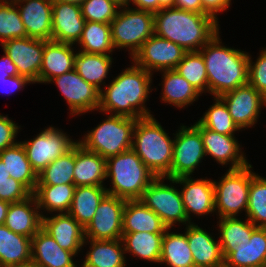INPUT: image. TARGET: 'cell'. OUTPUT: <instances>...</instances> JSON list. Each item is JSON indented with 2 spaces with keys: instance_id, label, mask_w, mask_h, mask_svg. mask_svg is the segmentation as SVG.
<instances>
[{
  "instance_id": "obj_1",
  "label": "cell",
  "mask_w": 266,
  "mask_h": 267,
  "mask_svg": "<svg viewBox=\"0 0 266 267\" xmlns=\"http://www.w3.org/2000/svg\"><path fill=\"white\" fill-rule=\"evenodd\" d=\"M132 64L100 90L99 112L135 119L153 116L145 103L152 92L154 74Z\"/></svg>"
},
{
  "instance_id": "obj_2",
  "label": "cell",
  "mask_w": 266,
  "mask_h": 267,
  "mask_svg": "<svg viewBox=\"0 0 266 267\" xmlns=\"http://www.w3.org/2000/svg\"><path fill=\"white\" fill-rule=\"evenodd\" d=\"M219 34L199 50L206 66L208 93L213 97L248 84L249 52L224 46Z\"/></svg>"
},
{
  "instance_id": "obj_3",
  "label": "cell",
  "mask_w": 266,
  "mask_h": 267,
  "mask_svg": "<svg viewBox=\"0 0 266 267\" xmlns=\"http://www.w3.org/2000/svg\"><path fill=\"white\" fill-rule=\"evenodd\" d=\"M219 22L208 14L163 8L154 13V34L187 52L199 51L218 31Z\"/></svg>"
},
{
  "instance_id": "obj_4",
  "label": "cell",
  "mask_w": 266,
  "mask_h": 267,
  "mask_svg": "<svg viewBox=\"0 0 266 267\" xmlns=\"http://www.w3.org/2000/svg\"><path fill=\"white\" fill-rule=\"evenodd\" d=\"M168 134L154 116L137 119L133 129L132 150L156 177L170 178L174 139Z\"/></svg>"
},
{
  "instance_id": "obj_5",
  "label": "cell",
  "mask_w": 266,
  "mask_h": 267,
  "mask_svg": "<svg viewBox=\"0 0 266 267\" xmlns=\"http://www.w3.org/2000/svg\"><path fill=\"white\" fill-rule=\"evenodd\" d=\"M111 181L107 193L125 200H139L157 178L132 150L106 159V179Z\"/></svg>"
},
{
  "instance_id": "obj_6",
  "label": "cell",
  "mask_w": 266,
  "mask_h": 267,
  "mask_svg": "<svg viewBox=\"0 0 266 267\" xmlns=\"http://www.w3.org/2000/svg\"><path fill=\"white\" fill-rule=\"evenodd\" d=\"M137 119L110 115L94 129L87 131L77 142L86 150L98 153L104 159L132 149L133 129Z\"/></svg>"
},
{
  "instance_id": "obj_7",
  "label": "cell",
  "mask_w": 266,
  "mask_h": 267,
  "mask_svg": "<svg viewBox=\"0 0 266 267\" xmlns=\"http://www.w3.org/2000/svg\"><path fill=\"white\" fill-rule=\"evenodd\" d=\"M110 28L114 48H125L132 58L154 34V13L131 6L120 8Z\"/></svg>"
},
{
  "instance_id": "obj_8",
  "label": "cell",
  "mask_w": 266,
  "mask_h": 267,
  "mask_svg": "<svg viewBox=\"0 0 266 267\" xmlns=\"http://www.w3.org/2000/svg\"><path fill=\"white\" fill-rule=\"evenodd\" d=\"M213 180L215 190V213L220 218L238 217L248 207L251 183V164L240 169H227L220 177ZM218 213V214H217Z\"/></svg>"
},
{
  "instance_id": "obj_9",
  "label": "cell",
  "mask_w": 266,
  "mask_h": 267,
  "mask_svg": "<svg viewBox=\"0 0 266 267\" xmlns=\"http://www.w3.org/2000/svg\"><path fill=\"white\" fill-rule=\"evenodd\" d=\"M169 180V185L164 180ZM175 179L157 177L143 192L139 199L145 206L157 214L167 228H175L176 223L191 224L183 205L180 189Z\"/></svg>"
},
{
  "instance_id": "obj_10",
  "label": "cell",
  "mask_w": 266,
  "mask_h": 267,
  "mask_svg": "<svg viewBox=\"0 0 266 267\" xmlns=\"http://www.w3.org/2000/svg\"><path fill=\"white\" fill-rule=\"evenodd\" d=\"M62 129L49 126L33 139L20 141L32 169L38 175L52 161L69 151L76 143Z\"/></svg>"
},
{
  "instance_id": "obj_11",
  "label": "cell",
  "mask_w": 266,
  "mask_h": 267,
  "mask_svg": "<svg viewBox=\"0 0 266 267\" xmlns=\"http://www.w3.org/2000/svg\"><path fill=\"white\" fill-rule=\"evenodd\" d=\"M170 178L192 176L206 154L200 131L182 124L175 132Z\"/></svg>"
},
{
  "instance_id": "obj_12",
  "label": "cell",
  "mask_w": 266,
  "mask_h": 267,
  "mask_svg": "<svg viewBox=\"0 0 266 267\" xmlns=\"http://www.w3.org/2000/svg\"><path fill=\"white\" fill-rule=\"evenodd\" d=\"M125 204V199L107 193L100 201L94 217L84 228L85 239H122Z\"/></svg>"
},
{
  "instance_id": "obj_13",
  "label": "cell",
  "mask_w": 266,
  "mask_h": 267,
  "mask_svg": "<svg viewBox=\"0 0 266 267\" xmlns=\"http://www.w3.org/2000/svg\"><path fill=\"white\" fill-rule=\"evenodd\" d=\"M186 52L178 44L153 34L130 61L153 74L156 71L175 69Z\"/></svg>"
},
{
  "instance_id": "obj_14",
  "label": "cell",
  "mask_w": 266,
  "mask_h": 267,
  "mask_svg": "<svg viewBox=\"0 0 266 267\" xmlns=\"http://www.w3.org/2000/svg\"><path fill=\"white\" fill-rule=\"evenodd\" d=\"M54 83L66 100L70 115H80L98 111L100 91L87 83L75 69L52 78L48 84Z\"/></svg>"
},
{
  "instance_id": "obj_15",
  "label": "cell",
  "mask_w": 266,
  "mask_h": 267,
  "mask_svg": "<svg viewBox=\"0 0 266 267\" xmlns=\"http://www.w3.org/2000/svg\"><path fill=\"white\" fill-rule=\"evenodd\" d=\"M220 98L241 130L255 126L262 108L266 107V98L249 83L221 95Z\"/></svg>"
},
{
  "instance_id": "obj_16",
  "label": "cell",
  "mask_w": 266,
  "mask_h": 267,
  "mask_svg": "<svg viewBox=\"0 0 266 267\" xmlns=\"http://www.w3.org/2000/svg\"><path fill=\"white\" fill-rule=\"evenodd\" d=\"M16 66L21 76L39 84V73L42 65L44 40L30 37L10 39L1 44Z\"/></svg>"
},
{
  "instance_id": "obj_17",
  "label": "cell",
  "mask_w": 266,
  "mask_h": 267,
  "mask_svg": "<svg viewBox=\"0 0 266 267\" xmlns=\"http://www.w3.org/2000/svg\"><path fill=\"white\" fill-rule=\"evenodd\" d=\"M193 125L200 131L206 156H212L222 167L230 164L228 169H240L249 164L235 135L211 131L198 121Z\"/></svg>"
},
{
  "instance_id": "obj_18",
  "label": "cell",
  "mask_w": 266,
  "mask_h": 267,
  "mask_svg": "<svg viewBox=\"0 0 266 267\" xmlns=\"http://www.w3.org/2000/svg\"><path fill=\"white\" fill-rule=\"evenodd\" d=\"M177 184H180L183 205L190 223L191 216H205L215 212V190L213 180L206 178H196L192 176H182L175 178ZM192 214V215H191ZM198 215V216H197Z\"/></svg>"
},
{
  "instance_id": "obj_19",
  "label": "cell",
  "mask_w": 266,
  "mask_h": 267,
  "mask_svg": "<svg viewBox=\"0 0 266 267\" xmlns=\"http://www.w3.org/2000/svg\"><path fill=\"white\" fill-rule=\"evenodd\" d=\"M86 20L81 13V5L68 2L52 4V36L55 42L77 46Z\"/></svg>"
},
{
  "instance_id": "obj_20",
  "label": "cell",
  "mask_w": 266,
  "mask_h": 267,
  "mask_svg": "<svg viewBox=\"0 0 266 267\" xmlns=\"http://www.w3.org/2000/svg\"><path fill=\"white\" fill-rule=\"evenodd\" d=\"M42 229L64 250L75 256L83 250L84 228L69 214L42 216Z\"/></svg>"
},
{
  "instance_id": "obj_21",
  "label": "cell",
  "mask_w": 266,
  "mask_h": 267,
  "mask_svg": "<svg viewBox=\"0 0 266 267\" xmlns=\"http://www.w3.org/2000/svg\"><path fill=\"white\" fill-rule=\"evenodd\" d=\"M27 37L50 41L52 36V0H16Z\"/></svg>"
},
{
  "instance_id": "obj_22",
  "label": "cell",
  "mask_w": 266,
  "mask_h": 267,
  "mask_svg": "<svg viewBox=\"0 0 266 267\" xmlns=\"http://www.w3.org/2000/svg\"><path fill=\"white\" fill-rule=\"evenodd\" d=\"M186 235L195 267H223L220 241L195 223L186 225Z\"/></svg>"
},
{
  "instance_id": "obj_23",
  "label": "cell",
  "mask_w": 266,
  "mask_h": 267,
  "mask_svg": "<svg viewBox=\"0 0 266 267\" xmlns=\"http://www.w3.org/2000/svg\"><path fill=\"white\" fill-rule=\"evenodd\" d=\"M223 267H258L266 265V227H256L250 240L235 245L224 256Z\"/></svg>"
},
{
  "instance_id": "obj_24",
  "label": "cell",
  "mask_w": 266,
  "mask_h": 267,
  "mask_svg": "<svg viewBox=\"0 0 266 267\" xmlns=\"http://www.w3.org/2000/svg\"><path fill=\"white\" fill-rule=\"evenodd\" d=\"M73 46V44L44 40L42 65L39 73L40 84H48L52 78L74 69L76 48Z\"/></svg>"
},
{
  "instance_id": "obj_25",
  "label": "cell",
  "mask_w": 266,
  "mask_h": 267,
  "mask_svg": "<svg viewBox=\"0 0 266 267\" xmlns=\"http://www.w3.org/2000/svg\"><path fill=\"white\" fill-rule=\"evenodd\" d=\"M74 259L42 228L31 238V260L37 267H78Z\"/></svg>"
},
{
  "instance_id": "obj_26",
  "label": "cell",
  "mask_w": 266,
  "mask_h": 267,
  "mask_svg": "<svg viewBox=\"0 0 266 267\" xmlns=\"http://www.w3.org/2000/svg\"><path fill=\"white\" fill-rule=\"evenodd\" d=\"M4 225L14 233L33 238L42 228V215L35 196L10 203Z\"/></svg>"
},
{
  "instance_id": "obj_27",
  "label": "cell",
  "mask_w": 266,
  "mask_h": 267,
  "mask_svg": "<svg viewBox=\"0 0 266 267\" xmlns=\"http://www.w3.org/2000/svg\"><path fill=\"white\" fill-rule=\"evenodd\" d=\"M106 159L98 153L86 150L78 142L75 144V186H105Z\"/></svg>"
},
{
  "instance_id": "obj_28",
  "label": "cell",
  "mask_w": 266,
  "mask_h": 267,
  "mask_svg": "<svg viewBox=\"0 0 266 267\" xmlns=\"http://www.w3.org/2000/svg\"><path fill=\"white\" fill-rule=\"evenodd\" d=\"M88 243L89 250L81 267H126V256L122 239L92 240L85 239L83 247ZM86 244V245H85Z\"/></svg>"
},
{
  "instance_id": "obj_29",
  "label": "cell",
  "mask_w": 266,
  "mask_h": 267,
  "mask_svg": "<svg viewBox=\"0 0 266 267\" xmlns=\"http://www.w3.org/2000/svg\"><path fill=\"white\" fill-rule=\"evenodd\" d=\"M166 229L160 217L140 200H126L123 210V233L164 234Z\"/></svg>"
},
{
  "instance_id": "obj_30",
  "label": "cell",
  "mask_w": 266,
  "mask_h": 267,
  "mask_svg": "<svg viewBox=\"0 0 266 267\" xmlns=\"http://www.w3.org/2000/svg\"><path fill=\"white\" fill-rule=\"evenodd\" d=\"M163 81L161 82V102L168 103L177 108H185L198 100L202 94L192 86L175 69L160 71Z\"/></svg>"
},
{
  "instance_id": "obj_31",
  "label": "cell",
  "mask_w": 266,
  "mask_h": 267,
  "mask_svg": "<svg viewBox=\"0 0 266 267\" xmlns=\"http://www.w3.org/2000/svg\"><path fill=\"white\" fill-rule=\"evenodd\" d=\"M113 60L112 55L86 53L78 50L75 54L74 69L87 83L92 84L100 91L106 85L105 80Z\"/></svg>"
},
{
  "instance_id": "obj_32",
  "label": "cell",
  "mask_w": 266,
  "mask_h": 267,
  "mask_svg": "<svg viewBox=\"0 0 266 267\" xmlns=\"http://www.w3.org/2000/svg\"><path fill=\"white\" fill-rule=\"evenodd\" d=\"M0 160L5 164L10 177L22 183L33 194L37 186V174L32 169L21 142L1 151Z\"/></svg>"
},
{
  "instance_id": "obj_33",
  "label": "cell",
  "mask_w": 266,
  "mask_h": 267,
  "mask_svg": "<svg viewBox=\"0 0 266 267\" xmlns=\"http://www.w3.org/2000/svg\"><path fill=\"white\" fill-rule=\"evenodd\" d=\"M75 187L74 184L37 185L33 195L37 200L41 215L47 216L48 213L51 215L52 212L57 214L68 213ZM42 210L45 213L47 211V214L44 215Z\"/></svg>"
},
{
  "instance_id": "obj_34",
  "label": "cell",
  "mask_w": 266,
  "mask_h": 267,
  "mask_svg": "<svg viewBox=\"0 0 266 267\" xmlns=\"http://www.w3.org/2000/svg\"><path fill=\"white\" fill-rule=\"evenodd\" d=\"M106 194V186H76L68 213L85 228L94 217L100 201Z\"/></svg>"
},
{
  "instance_id": "obj_35",
  "label": "cell",
  "mask_w": 266,
  "mask_h": 267,
  "mask_svg": "<svg viewBox=\"0 0 266 267\" xmlns=\"http://www.w3.org/2000/svg\"><path fill=\"white\" fill-rule=\"evenodd\" d=\"M31 261V238L0 225V267Z\"/></svg>"
},
{
  "instance_id": "obj_36",
  "label": "cell",
  "mask_w": 266,
  "mask_h": 267,
  "mask_svg": "<svg viewBox=\"0 0 266 267\" xmlns=\"http://www.w3.org/2000/svg\"><path fill=\"white\" fill-rule=\"evenodd\" d=\"M163 236L164 234L149 232L123 233L122 242L125 255L130 253V256L140 260L159 263Z\"/></svg>"
},
{
  "instance_id": "obj_37",
  "label": "cell",
  "mask_w": 266,
  "mask_h": 267,
  "mask_svg": "<svg viewBox=\"0 0 266 267\" xmlns=\"http://www.w3.org/2000/svg\"><path fill=\"white\" fill-rule=\"evenodd\" d=\"M171 230L173 229L165 230L159 264H166L167 267H195L187 240L186 227L183 234L171 232Z\"/></svg>"
},
{
  "instance_id": "obj_38",
  "label": "cell",
  "mask_w": 266,
  "mask_h": 267,
  "mask_svg": "<svg viewBox=\"0 0 266 267\" xmlns=\"http://www.w3.org/2000/svg\"><path fill=\"white\" fill-rule=\"evenodd\" d=\"M219 226L218 238L220 241L222 255L224 256L232 247L240 245L250 240L256 226L246 217H224L217 222Z\"/></svg>"
},
{
  "instance_id": "obj_39",
  "label": "cell",
  "mask_w": 266,
  "mask_h": 267,
  "mask_svg": "<svg viewBox=\"0 0 266 267\" xmlns=\"http://www.w3.org/2000/svg\"><path fill=\"white\" fill-rule=\"evenodd\" d=\"M79 50L86 53L112 55L114 46L110 24L86 21L80 40Z\"/></svg>"
},
{
  "instance_id": "obj_40",
  "label": "cell",
  "mask_w": 266,
  "mask_h": 267,
  "mask_svg": "<svg viewBox=\"0 0 266 267\" xmlns=\"http://www.w3.org/2000/svg\"><path fill=\"white\" fill-rule=\"evenodd\" d=\"M75 145L37 175V185L74 184Z\"/></svg>"
},
{
  "instance_id": "obj_41",
  "label": "cell",
  "mask_w": 266,
  "mask_h": 267,
  "mask_svg": "<svg viewBox=\"0 0 266 267\" xmlns=\"http://www.w3.org/2000/svg\"><path fill=\"white\" fill-rule=\"evenodd\" d=\"M252 168L251 165V183L245 217L256 227H266V178L253 172Z\"/></svg>"
},
{
  "instance_id": "obj_42",
  "label": "cell",
  "mask_w": 266,
  "mask_h": 267,
  "mask_svg": "<svg viewBox=\"0 0 266 267\" xmlns=\"http://www.w3.org/2000/svg\"><path fill=\"white\" fill-rule=\"evenodd\" d=\"M215 102L209 106L203 116L197 120L203 127L225 135H234L241 129L233 121L228 107L220 97H213Z\"/></svg>"
},
{
  "instance_id": "obj_43",
  "label": "cell",
  "mask_w": 266,
  "mask_h": 267,
  "mask_svg": "<svg viewBox=\"0 0 266 267\" xmlns=\"http://www.w3.org/2000/svg\"><path fill=\"white\" fill-rule=\"evenodd\" d=\"M175 70L201 94L208 92L207 71L200 51L186 52Z\"/></svg>"
},
{
  "instance_id": "obj_44",
  "label": "cell",
  "mask_w": 266,
  "mask_h": 267,
  "mask_svg": "<svg viewBox=\"0 0 266 267\" xmlns=\"http://www.w3.org/2000/svg\"><path fill=\"white\" fill-rule=\"evenodd\" d=\"M27 37L20 12L14 2L0 1V44Z\"/></svg>"
},
{
  "instance_id": "obj_45",
  "label": "cell",
  "mask_w": 266,
  "mask_h": 267,
  "mask_svg": "<svg viewBox=\"0 0 266 267\" xmlns=\"http://www.w3.org/2000/svg\"><path fill=\"white\" fill-rule=\"evenodd\" d=\"M119 7L111 0H84L81 13L86 21L110 24L116 17Z\"/></svg>"
},
{
  "instance_id": "obj_46",
  "label": "cell",
  "mask_w": 266,
  "mask_h": 267,
  "mask_svg": "<svg viewBox=\"0 0 266 267\" xmlns=\"http://www.w3.org/2000/svg\"><path fill=\"white\" fill-rule=\"evenodd\" d=\"M249 54L248 83L266 98V47L253 62Z\"/></svg>"
},
{
  "instance_id": "obj_47",
  "label": "cell",
  "mask_w": 266,
  "mask_h": 267,
  "mask_svg": "<svg viewBox=\"0 0 266 267\" xmlns=\"http://www.w3.org/2000/svg\"><path fill=\"white\" fill-rule=\"evenodd\" d=\"M32 193L19 181L10 177V181L0 182V200L17 203L26 200Z\"/></svg>"
},
{
  "instance_id": "obj_48",
  "label": "cell",
  "mask_w": 266,
  "mask_h": 267,
  "mask_svg": "<svg viewBox=\"0 0 266 267\" xmlns=\"http://www.w3.org/2000/svg\"><path fill=\"white\" fill-rule=\"evenodd\" d=\"M17 124L7 115L0 114V152L18 142L16 138L21 126Z\"/></svg>"
},
{
  "instance_id": "obj_49",
  "label": "cell",
  "mask_w": 266,
  "mask_h": 267,
  "mask_svg": "<svg viewBox=\"0 0 266 267\" xmlns=\"http://www.w3.org/2000/svg\"><path fill=\"white\" fill-rule=\"evenodd\" d=\"M26 84H33L32 81H30L25 76H9L5 79H0V89L1 92L10 95L13 92H16L17 90L24 89Z\"/></svg>"
},
{
  "instance_id": "obj_50",
  "label": "cell",
  "mask_w": 266,
  "mask_h": 267,
  "mask_svg": "<svg viewBox=\"0 0 266 267\" xmlns=\"http://www.w3.org/2000/svg\"><path fill=\"white\" fill-rule=\"evenodd\" d=\"M203 10L216 21H218V13L228 10L231 6V0H201Z\"/></svg>"
},
{
  "instance_id": "obj_51",
  "label": "cell",
  "mask_w": 266,
  "mask_h": 267,
  "mask_svg": "<svg viewBox=\"0 0 266 267\" xmlns=\"http://www.w3.org/2000/svg\"><path fill=\"white\" fill-rule=\"evenodd\" d=\"M18 75L15 64L10 57L4 53V56L0 59V79Z\"/></svg>"
},
{
  "instance_id": "obj_52",
  "label": "cell",
  "mask_w": 266,
  "mask_h": 267,
  "mask_svg": "<svg viewBox=\"0 0 266 267\" xmlns=\"http://www.w3.org/2000/svg\"><path fill=\"white\" fill-rule=\"evenodd\" d=\"M174 7L195 13L207 14L202 8L201 0H174Z\"/></svg>"
},
{
  "instance_id": "obj_53",
  "label": "cell",
  "mask_w": 266,
  "mask_h": 267,
  "mask_svg": "<svg viewBox=\"0 0 266 267\" xmlns=\"http://www.w3.org/2000/svg\"><path fill=\"white\" fill-rule=\"evenodd\" d=\"M135 9L148 11L151 13L157 12V0H131Z\"/></svg>"
},
{
  "instance_id": "obj_54",
  "label": "cell",
  "mask_w": 266,
  "mask_h": 267,
  "mask_svg": "<svg viewBox=\"0 0 266 267\" xmlns=\"http://www.w3.org/2000/svg\"><path fill=\"white\" fill-rule=\"evenodd\" d=\"M9 206H10L9 202L0 200V225L5 223V219H6Z\"/></svg>"
},
{
  "instance_id": "obj_55",
  "label": "cell",
  "mask_w": 266,
  "mask_h": 267,
  "mask_svg": "<svg viewBox=\"0 0 266 267\" xmlns=\"http://www.w3.org/2000/svg\"><path fill=\"white\" fill-rule=\"evenodd\" d=\"M3 181H10V174L5 167V164L0 160V182Z\"/></svg>"
},
{
  "instance_id": "obj_56",
  "label": "cell",
  "mask_w": 266,
  "mask_h": 267,
  "mask_svg": "<svg viewBox=\"0 0 266 267\" xmlns=\"http://www.w3.org/2000/svg\"><path fill=\"white\" fill-rule=\"evenodd\" d=\"M170 7H174V0H157V12Z\"/></svg>"
},
{
  "instance_id": "obj_57",
  "label": "cell",
  "mask_w": 266,
  "mask_h": 267,
  "mask_svg": "<svg viewBox=\"0 0 266 267\" xmlns=\"http://www.w3.org/2000/svg\"><path fill=\"white\" fill-rule=\"evenodd\" d=\"M117 7L125 8L131 5V0H111Z\"/></svg>"
},
{
  "instance_id": "obj_58",
  "label": "cell",
  "mask_w": 266,
  "mask_h": 267,
  "mask_svg": "<svg viewBox=\"0 0 266 267\" xmlns=\"http://www.w3.org/2000/svg\"><path fill=\"white\" fill-rule=\"evenodd\" d=\"M7 267H37V266L31 260V261H28L26 263H19V264L10 265V266H7Z\"/></svg>"
},
{
  "instance_id": "obj_59",
  "label": "cell",
  "mask_w": 266,
  "mask_h": 267,
  "mask_svg": "<svg viewBox=\"0 0 266 267\" xmlns=\"http://www.w3.org/2000/svg\"><path fill=\"white\" fill-rule=\"evenodd\" d=\"M53 2H68V3H73V4H78L81 5V3L84 0H52Z\"/></svg>"
},
{
  "instance_id": "obj_60",
  "label": "cell",
  "mask_w": 266,
  "mask_h": 267,
  "mask_svg": "<svg viewBox=\"0 0 266 267\" xmlns=\"http://www.w3.org/2000/svg\"><path fill=\"white\" fill-rule=\"evenodd\" d=\"M0 1H3V2H15L16 0H0Z\"/></svg>"
}]
</instances>
